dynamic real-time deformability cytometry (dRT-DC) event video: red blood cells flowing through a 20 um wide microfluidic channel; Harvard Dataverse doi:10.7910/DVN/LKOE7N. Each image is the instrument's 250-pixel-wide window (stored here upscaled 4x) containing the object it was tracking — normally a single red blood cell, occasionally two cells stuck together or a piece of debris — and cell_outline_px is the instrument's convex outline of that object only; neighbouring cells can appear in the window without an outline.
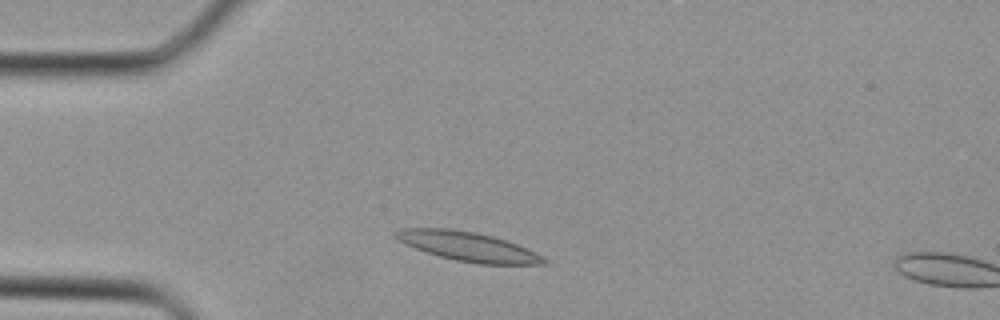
{"species": "Egyptian fruit bat (a non-hibernating species)", "species_latin": "Rousettus aegyptiacus", "temperature_condition": "cold", "stored_images_in_passage": 5, "camera_frame_rate_fps": 3000, "um_per_image_px": 0.085, "animal": {"sex": "female"}, "frame": {"image": 1, "passage_image": 3, "time_ms": 0.667, "image_size_px": [1000, 320], "cell_outline_px": [[548, 264], [480, 264], [456, 260], [440, 256], [416, 248], [396, 240], [392, 236], [392, 232], [404, 228], [448, 228], [476, 232], [492, 236], [516, 244], [544, 256], [548, 260]], "centroid_in_image_um": [39.76, 20.94], "position_along_channel_um": 45.2, "area_um2": 25.14}}